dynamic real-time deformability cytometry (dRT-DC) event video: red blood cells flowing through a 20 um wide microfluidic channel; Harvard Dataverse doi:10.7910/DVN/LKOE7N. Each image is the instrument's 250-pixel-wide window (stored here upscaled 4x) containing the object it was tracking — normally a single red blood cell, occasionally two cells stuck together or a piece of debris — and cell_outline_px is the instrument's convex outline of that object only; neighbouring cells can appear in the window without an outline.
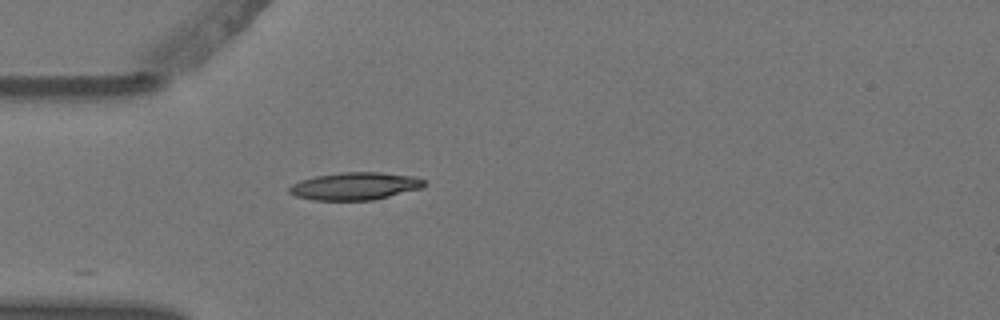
{"species": "Egyptian fruit bat (a non-hibernating species)", "species_latin": "Rousettus aegyptiacus", "temperature_condition": "warm", "stored_images_in_passage": 5, "camera_frame_rate_fps": 3000, "um_per_image_px": 0.085, "animal": {"sex": "female"}, "frame": {"image": 1, "passage_image": 5, "time_ms": 1.333, "image_size_px": [1000, 320], "cell_outline_px": [[428, 184], [424, 188], [372, 200], [312, 200], [296, 196], [288, 192], [288, 188], [292, 184], [300, 180], [316, 176], [340, 172], [380, 172], [416, 176], [424, 180]], "centroid_in_image_um": [30.21, 15.81], "position_along_channel_um": 54.8, "area_um2": 21.91}}